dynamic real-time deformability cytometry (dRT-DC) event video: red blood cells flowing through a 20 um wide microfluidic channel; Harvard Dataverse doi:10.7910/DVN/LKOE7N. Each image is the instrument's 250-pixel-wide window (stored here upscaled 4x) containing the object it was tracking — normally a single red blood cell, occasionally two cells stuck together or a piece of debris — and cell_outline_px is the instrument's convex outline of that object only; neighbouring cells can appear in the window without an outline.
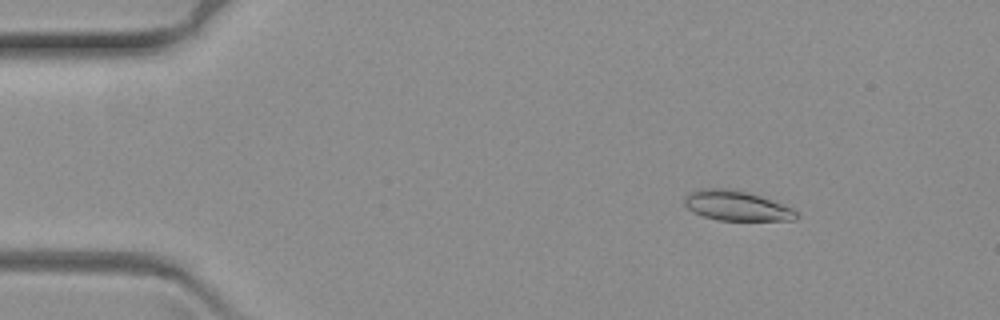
{"species": "common noctule bat (a hibernating species)", "species_latin": "Nyctalus noctula", "temperature_condition": "warm", "stored_images_in_passage": 51, "camera_frame_rate_fps": 3000, "um_per_image_px": 0.085, "animal": {"sex": "female", "body_mass_g": 19.3, "forearm_length_mm": 54.1}, "frame": {"image": 1, "passage_image": 9, "time_ms": 2.667, "image_size_px": [1000, 320], "cell_outline_px": [[800, 216], [796, 220], [716, 220], [692, 212], [684, 204], [684, 196], [688, 192], [700, 188], [724, 188], [748, 192], [760, 196], [792, 208], [800, 212]], "centroid_in_image_um": [62.59, 17.49], "position_along_channel_um": 22.4, "area_um2": 19.65}}
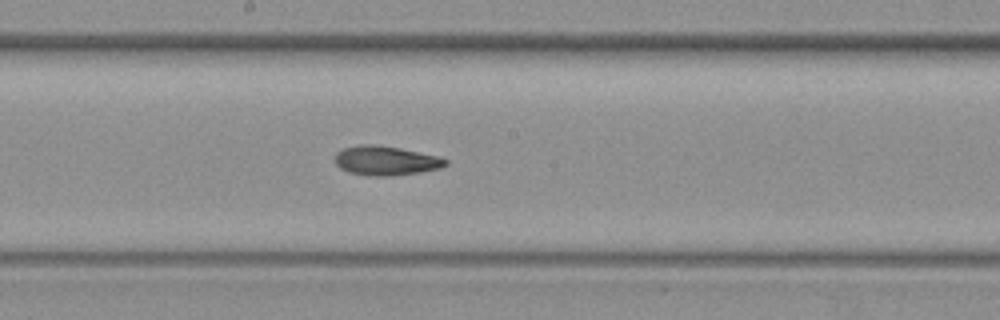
{"frame": {"image": 2, "passage_image": 35, "time_ms": 11.333, "image_size_px": [1000, 320], "cell_outline_px": [[448, 164], [440, 168], [420, 172], [392, 176], [368, 176], [348, 172], [340, 168], [336, 164], [336, 152], [344, 148], [360, 144], [372, 144], [400, 148], [440, 156], [448, 160]], "centroid_in_image_um": [32.81, 13.66], "position_along_channel_um": 215.4, "area_um2": 19.02}}
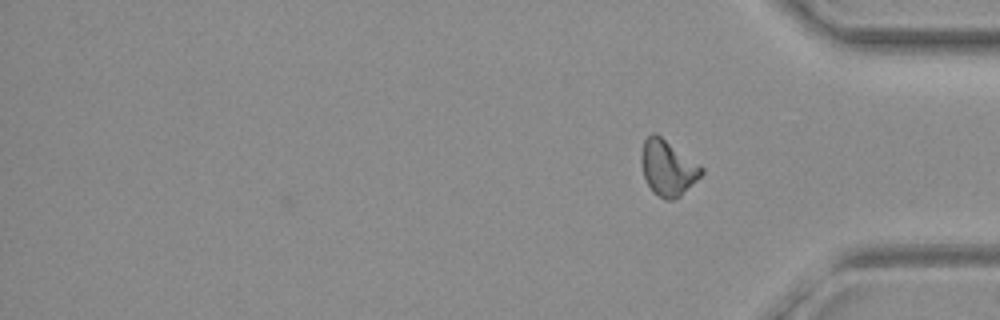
{"frame": {"image": 3, "passage_image": 51, "time_ms": 16.667, "image_size_px": [1000, 320], "cell_outline_px": [[704, 172], [680, 196], [672, 200], [664, 200], [652, 192], [644, 176], [640, 164], [640, 156], [644, 140], [652, 132], [656, 132], [700, 164], [704, 168]], "centroid_in_image_um": [56.74, 14.25], "position_along_channel_um": 378.5, "area_um2": 19.65}}